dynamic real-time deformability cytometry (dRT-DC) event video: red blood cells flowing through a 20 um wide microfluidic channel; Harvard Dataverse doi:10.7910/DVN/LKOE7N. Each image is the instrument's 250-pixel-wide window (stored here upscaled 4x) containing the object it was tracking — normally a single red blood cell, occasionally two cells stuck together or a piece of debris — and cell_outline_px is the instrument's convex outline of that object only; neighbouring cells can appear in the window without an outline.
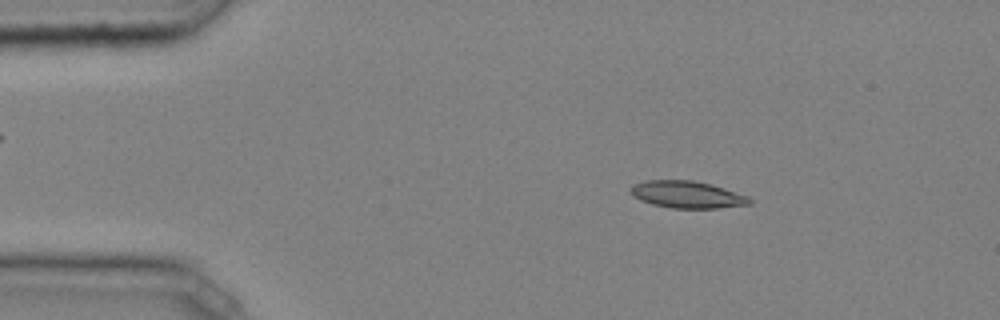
{"species": "common noctule bat (a hibernating species)", "species_latin": "Nyctalus noctula", "temperature_condition": "cold", "stored_images_in_passage": 31, "camera_frame_rate_fps": 3000, "um_per_image_px": 0.085, "animal": {"sex": "male", "body_mass_g": 20.4}, "frame": {"image": 1, "passage_image": 4, "time_ms": 1.0, "image_size_px": [1000, 320], "cell_outline_px": [[752, 204], [720, 208], [672, 208], [652, 204], [640, 200], [632, 196], [632, 184], [644, 180], [692, 180], [712, 184], [748, 196], [752, 200]], "centroid_in_image_um": [58.42, 16.53], "position_along_channel_um": 26.6, "area_um2": 18.84}}
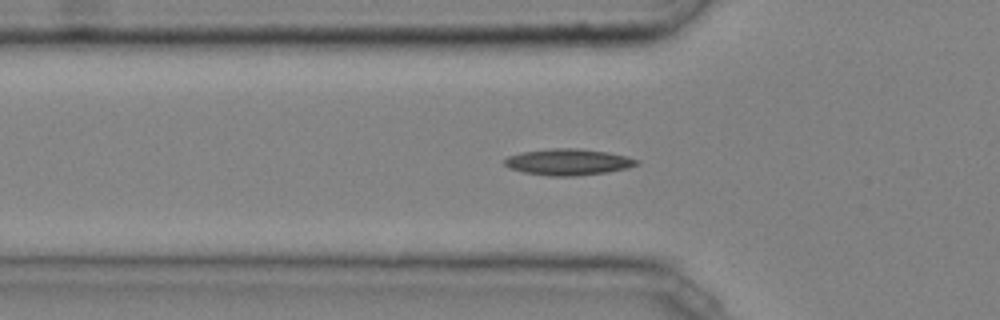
{"frame": {"image": 2, "passage_image": 12, "time_ms": 3.667, "image_size_px": [1000, 320], "cell_outline_px": [[640, 164], [628, 168], [608, 172], [576, 176], [548, 176], [524, 172], [508, 168], [504, 164], [504, 160], [508, 156], [520, 152], [552, 148], [576, 148], [608, 152], [628, 156], [640, 160]], "centroid_in_image_um": [48.32, 13.77], "position_along_channel_um": 77.5, "area_um2": 20.52}}
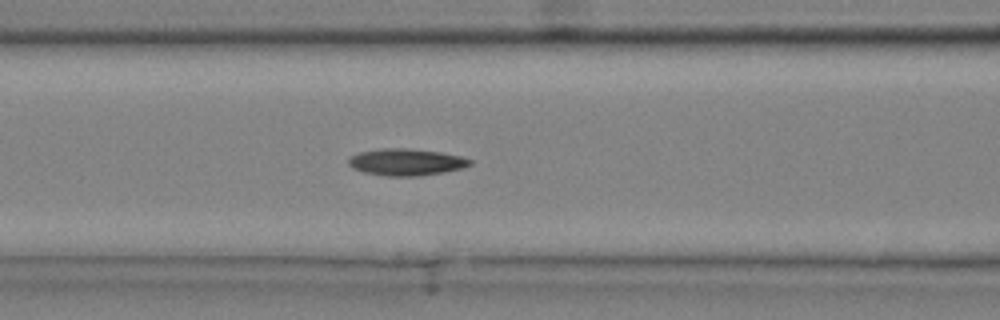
{"frame": {"image": 3, "passage_image": 16, "time_ms": 5.0, "image_size_px": [1000, 320], "cell_outline_px": [[472, 164], [464, 168], [444, 172], [420, 176], [384, 176], [364, 172], [352, 168], [348, 164], [348, 160], [352, 156], [360, 152], [384, 148], [408, 148], [440, 152], [460, 156], [472, 160]], "centroid_in_image_um": [34.54, 13.78], "position_along_channel_um": 132.1, "area_um2": 19.02}}